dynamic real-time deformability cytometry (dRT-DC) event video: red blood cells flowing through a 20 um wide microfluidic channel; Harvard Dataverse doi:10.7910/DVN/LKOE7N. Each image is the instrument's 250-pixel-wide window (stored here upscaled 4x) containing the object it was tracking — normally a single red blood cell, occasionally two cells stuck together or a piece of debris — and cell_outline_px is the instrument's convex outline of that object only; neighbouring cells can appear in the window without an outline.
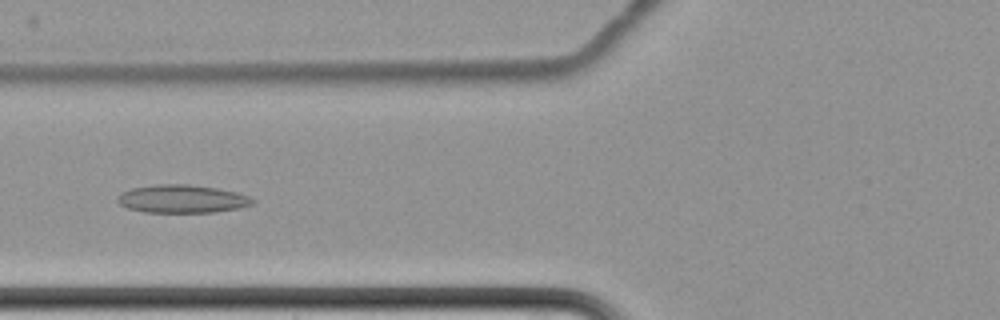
{"species": "common noctule bat (a hibernating species)", "species_latin": "Nyctalus noctula", "temperature_condition": "cold", "stored_images_in_passage": 7, "camera_frame_rate_fps": 3000, "um_per_image_px": 0.085, "animal": {"sex": "female", "body_mass_g": 22.7, "forearm_length_mm": 54.2}, "frame": {"image": 1, "passage_image": 6, "time_ms": 6.667, "image_size_px": [1000, 320], "cell_outline_px": [[256, 204], [240, 208], [212, 212], [144, 212], [128, 208], [120, 204], [116, 200], [124, 192], [132, 188], [156, 184], [188, 184], [216, 188], [236, 192], [248, 196], [256, 200]], "centroid_in_image_um": [15.53, 16.91], "position_along_channel_um": 110.3, "area_um2": 22.02}}
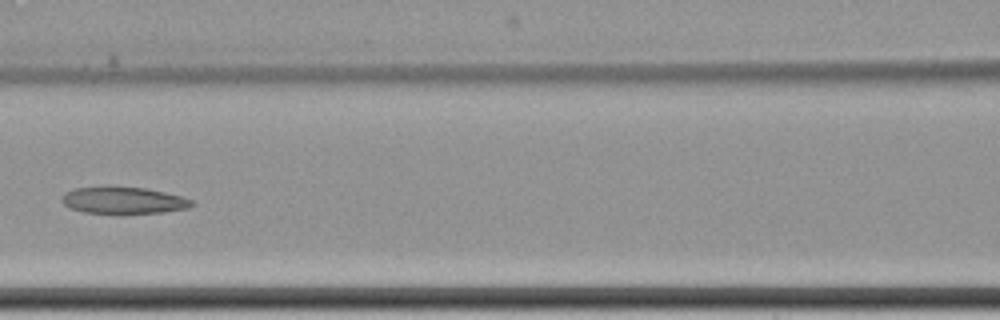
{"frame": {"image": 2, "passage_image": 7, "time_ms": 8.0, "image_size_px": [1000, 320], "cell_outline_px": [[196, 204], [188, 208], [164, 212], [84, 212], [72, 208], [64, 204], [64, 192], [76, 188], [104, 184], [144, 188], [164, 192], [180, 196], [192, 200]], "centroid_in_image_um": [10.5, 16.98], "position_along_channel_um": 156.1, "area_um2": 20.23}}